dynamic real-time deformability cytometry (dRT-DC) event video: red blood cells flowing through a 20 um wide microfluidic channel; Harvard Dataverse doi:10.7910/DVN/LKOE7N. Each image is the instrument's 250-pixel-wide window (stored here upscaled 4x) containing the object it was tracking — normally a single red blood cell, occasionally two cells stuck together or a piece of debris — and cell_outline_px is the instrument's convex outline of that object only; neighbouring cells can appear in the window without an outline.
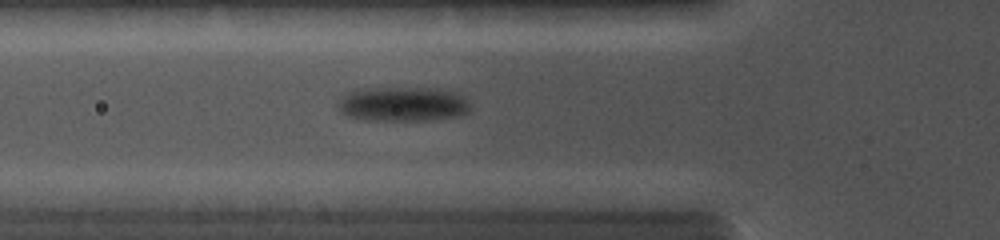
{"species": "common noctule bat (a hibernating species)", "species_latin": "Nyctalus noctula", "temperature_condition": "cold", "stored_images_in_passage": 29, "camera_frame_rate_fps": 5000, "um_per_image_px": 0.085, "animal": {"sex": "female", "body_mass_g": 19.0, "forearm_length_mm": 56.7}, "frame": {"image": 1, "passage_image": 10, "time_ms": 4.8, "image_size_px": [1000, 240], "cell_outline_px": [[468, 112], [460, 116], [428, 120], [364, 120], [348, 116], [340, 112], [340, 100], [352, 88], [444, 88], [456, 92], [468, 104]], "centroid_in_image_um": [34.22, 8.84], "position_along_channel_um": 91.6, "area_um2": 26.65}}
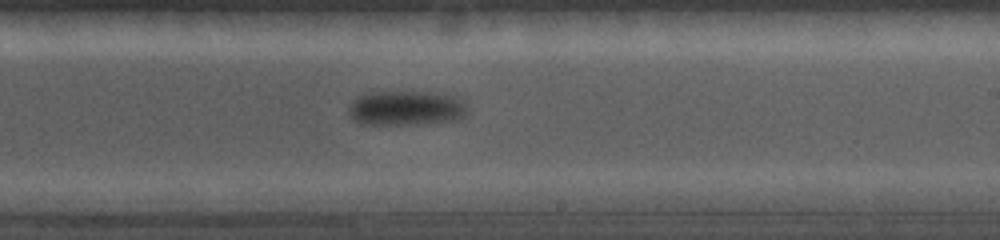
{"frame": {"image": 2, "passage_image": 20, "time_ms": 8.6, "image_size_px": [1000, 240], "cell_outline_px": [[464, 116], [460, 120], [416, 124], [360, 124], [348, 112], [348, 108], [352, 100], [368, 92], [436, 92], [464, 96]], "centroid_in_image_um": [34.56, 9.17], "position_along_channel_um": 254.4, "area_um2": 24.28}}
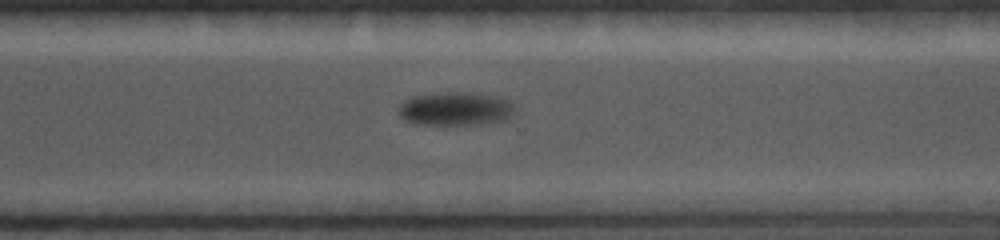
{"frame": {"image": 3, "passage_image": 26, "time_ms": 10.4, "image_size_px": [1000, 240], "cell_outline_px": [[512, 116], [508, 120], [480, 124], [412, 124], [404, 120], [400, 116], [400, 104], [416, 96], [448, 92], [472, 92], [496, 96], [508, 100], [512, 104]], "centroid_in_image_um": [38.75, 9.26], "position_along_channel_um": 331.9, "area_um2": 22.48}}